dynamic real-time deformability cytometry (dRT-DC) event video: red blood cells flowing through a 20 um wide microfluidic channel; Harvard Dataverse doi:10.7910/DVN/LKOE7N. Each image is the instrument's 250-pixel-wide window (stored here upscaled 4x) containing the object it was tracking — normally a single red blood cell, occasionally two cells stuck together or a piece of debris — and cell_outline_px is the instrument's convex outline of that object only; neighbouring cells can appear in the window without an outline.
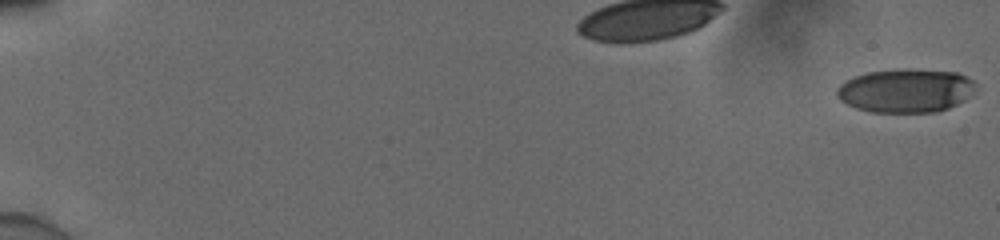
{"species": "human", "species_latin": "Homo sapiens", "temperature_condition": "cold", "stored_images_in_passage": 56, "camera_frame_rate_fps": 3000, "um_per_image_px": 0.085, "donor": {"sex": "male"}, "frame": {"image": 1, "passage_image": 1, "time_ms": 0.0, "image_size_px": [1000, 240], "cell_outline_px": [[976, 84], [972, 96], [948, 108], [936, 112], [872, 112], [856, 108], [840, 100], [836, 96], [836, 88], [844, 80], [868, 72], [900, 68], [908, 68], [956, 72], [972, 80]], "centroid_in_image_um": [76.97, 7.69], "position_along_channel_um": 8.0, "area_um2": 35.6}}
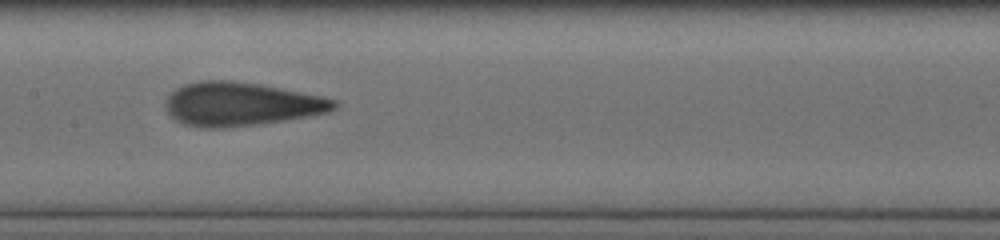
{"frame": {"image": 2, "passage_image": 31, "time_ms": 10.0, "image_size_px": [1000, 240], "cell_outline_px": [[336, 108], [328, 112], [284, 120], [224, 128], [200, 128], [184, 124], [176, 120], [168, 112], [164, 104], [168, 96], [176, 88], [184, 84], [200, 80], [232, 80], [260, 84], [320, 96], [336, 100]], "centroid_in_image_um": [20.43, 8.84], "position_along_channel_um": 187.0, "area_um2": 42.54}}
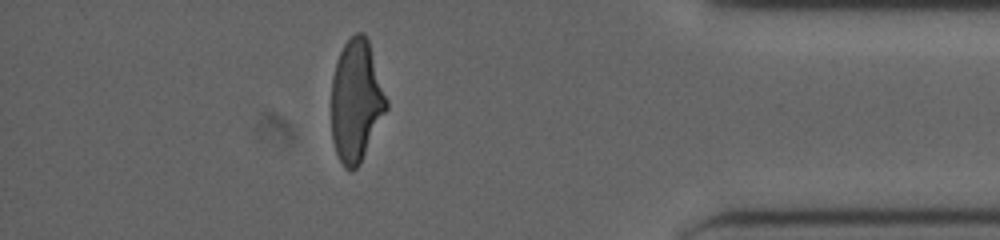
{"frame": {"image": 3, "passage_image": 50, "time_ms": 16.333, "image_size_px": [1000, 240], "cell_outline_px": [[388, 108], [360, 164], [352, 172], [344, 168], [336, 152], [332, 140], [332, 76], [340, 52], [344, 44], [356, 32], [364, 32], [368, 40], [388, 100]], "centroid_in_image_um": [30.28, 8.59], "position_along_channel_um": 404.9, "area_um2": 39.13}, "authors_computed_cell_mechanics": {"area_um2": 39.9398, "velocity_mm_per_s": 3.9101, "shape_relaxation_time_tau1_ms": 6.3156, "shape_relaxation_time_tau2_ms": 1.0793, "deformation_change_tau1": 0.1925, "deformation_change_tau2": 0.0808}}